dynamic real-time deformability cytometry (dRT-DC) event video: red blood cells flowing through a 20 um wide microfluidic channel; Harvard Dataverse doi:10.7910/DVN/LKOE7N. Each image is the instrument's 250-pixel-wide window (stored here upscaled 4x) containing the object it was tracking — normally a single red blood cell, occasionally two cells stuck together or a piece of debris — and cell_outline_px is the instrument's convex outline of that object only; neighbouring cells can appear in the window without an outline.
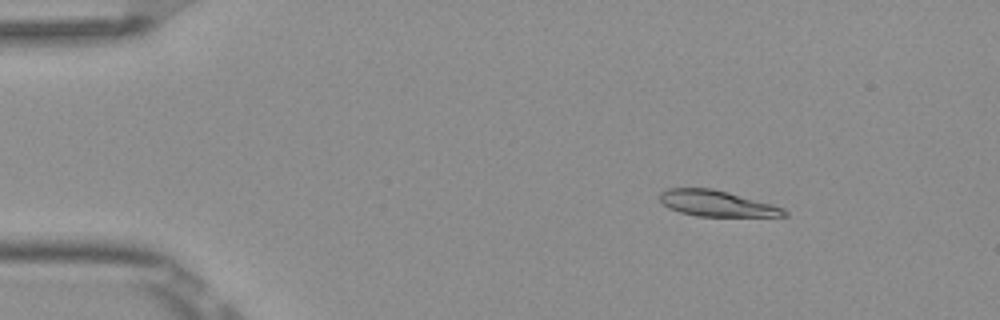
{"species": "Egyptian fruit bat (a non-hibernating species)", "species_latin": "Rousettus aegyptiacus", "temperature_condition": "room temperature", "stored_images_in_passage": 4, "camera_frame_rate_fps": 3000, "um_per_image_px": 0.085, "frame": {"image": 1, "passage_image": 2, "time_ms": 0.333, "image_size_px": [1000, 320], "cell_outline_px": [[788, 216], [696, 216], [680, 212], [668, 208], [660, 200], [660, 192], [668, 188], [712, 188], [728, 192], [772, 204], [784, 208], [788, 212]], "centroid_in_image_um": [60.92, 17.29], "position_along_channel_um": 24.1, "area_um2": 18.73}}